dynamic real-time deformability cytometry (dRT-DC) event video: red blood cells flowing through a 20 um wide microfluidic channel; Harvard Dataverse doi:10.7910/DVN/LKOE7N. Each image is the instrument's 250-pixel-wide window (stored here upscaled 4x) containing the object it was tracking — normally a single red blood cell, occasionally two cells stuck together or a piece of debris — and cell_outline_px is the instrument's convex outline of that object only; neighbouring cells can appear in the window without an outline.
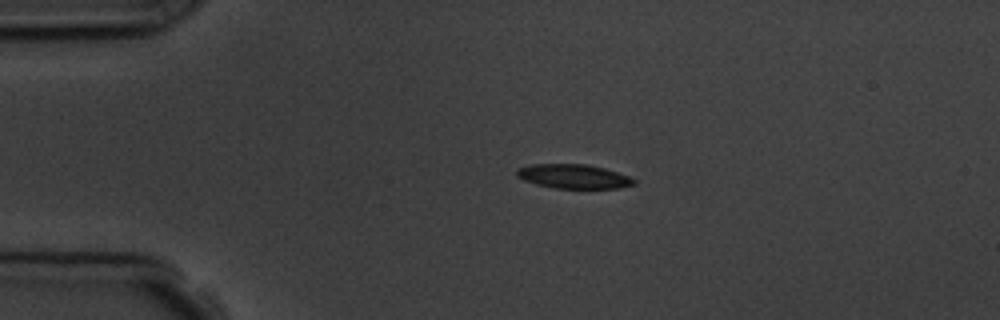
{"species": "common noctule bat (a hibernating species)", "species_latin": "Nyctalus noctula", "temperature_condition": "room temperature", "stored_images_in_passage": 3, "camera_frame_rate_fps": 3000, "um_per_image_px": 0.085, "animal": {"sex": "male", "body_mass_g": 19.5, "forearm_length_mm": 54.6}, "frame": {"image": 1, "passage_image": 2, "time_ms": 2.0, "image_size_px": [1000, 320], "cell_outline_px": [[636, 184], [620, 188], [556, 188], [536, 184], [524, 180], [516, 176], [516, 168], [532, 164], [588, 164], [604, 168], [628, 176], [636, 180]], "centroid_in_image_um": [48.74, 14.99], "position_along_channel_um": 36.3, "area_um2": 16.53}}